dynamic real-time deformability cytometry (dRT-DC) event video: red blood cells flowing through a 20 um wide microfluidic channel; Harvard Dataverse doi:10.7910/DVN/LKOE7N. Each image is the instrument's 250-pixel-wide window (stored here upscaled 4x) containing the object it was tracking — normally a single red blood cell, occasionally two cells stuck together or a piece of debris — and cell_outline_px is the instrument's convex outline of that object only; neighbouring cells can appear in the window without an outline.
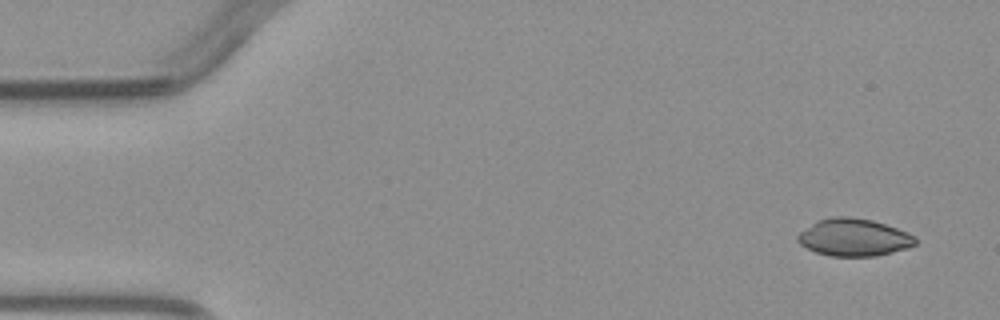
{"species": "common noctule bat (a hibernating species)", "species_latin": "Nyctalus noctula", "temperature_condition": "warm", "stored_images_in_passage": 5, "camera_frame_rate_fps": 3000, "um_per_image_px": 0.085, "animal": {"sex": "male", "body_mass_g": 23.1, "forearm_length_mm": 52.7}, "frame": {"image": 1, "passage_image": 1, "time_ms": 0.0, "image_size_px": [1000, 320], "cell_outline_px": [[916, 244], [908, 248], [876, 256], [828, 256], [816, 252], [800, 244], [796, 240], [796, 236], [800, 232], [816, 220], [832, 216], [848, 216], [872, 220], [908, 232], [916, 236]], "centroid_in_image_um": [72.57, 20.17], "position_along_channel_um": 12.4, "area_um2": 25.78}}
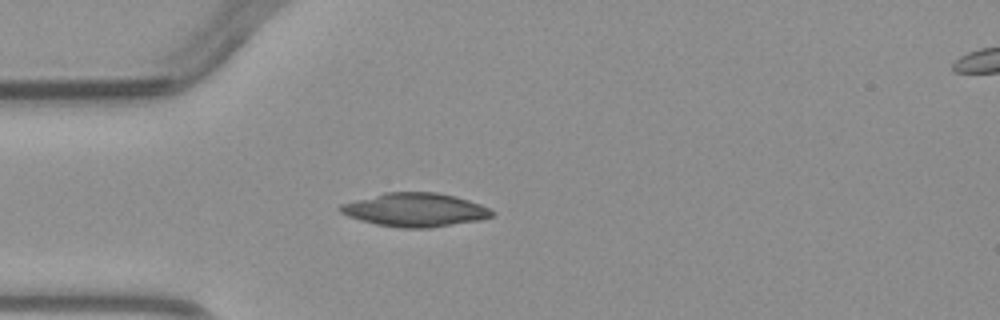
{"frame": {"image": 2, "passage_image": 4, "time_ms": 3.333, "image_size_px": [1000, 320], "cell_outline_px": [[496, 212], [492, 216], [480, 220], [428, 228], [400, 228], [376, 224], [360, 220], [348, 216], [340, 212], [336, 208], [340, 204], [384, 192], [436, 192], [456, 196], [480, 204]], "centroid_in_image_um": [35.26, 17.83], "position_along_channel_um": 49.7, "area_um2": 29.77}}